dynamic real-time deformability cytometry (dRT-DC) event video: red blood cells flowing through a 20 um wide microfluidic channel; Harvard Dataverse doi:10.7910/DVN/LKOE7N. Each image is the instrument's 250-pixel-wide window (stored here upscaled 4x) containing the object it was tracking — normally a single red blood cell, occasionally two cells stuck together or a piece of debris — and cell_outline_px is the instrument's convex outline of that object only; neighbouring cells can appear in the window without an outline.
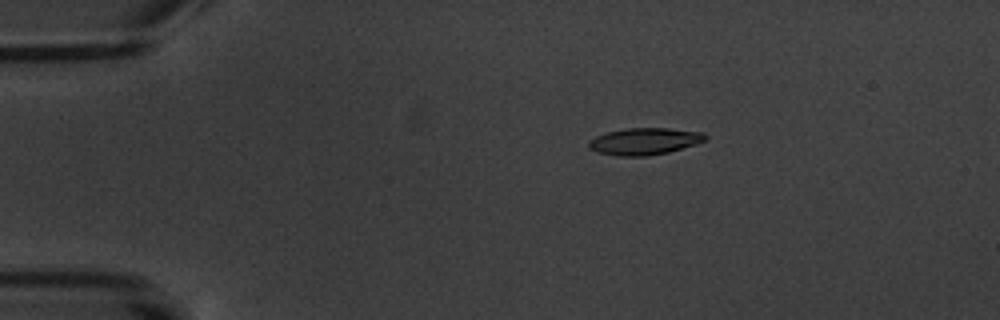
{"species": "common noctule bat (a hibernating species)", "species_latin": "Nyctalus noctula", "temperature_condition": "warm", "stored_images_in_passage": 3, "camera_frame_rate_fps": 3000, "um_per_image_px": 0.085, "animal": {"sex": "male", "body_mass_g": 20.1, "forearm_length_mm": 53.5}, "frame": {"image": 1, "passage_image": 1, "time_ms": 0.0, "image_size_px": [1000, 320], "cell_outline_px": [[708, 136], [704, 140], [696, 144], [668, 152], [644, 156], [620, 156], [596, 152], [588, 148], [588, 140], [596, 136], [608, 132], [628, 128], [668, 128], [704, 132]], "centroid_in_image_um": [54.77, 12.01], "position_along_channel_um": 30.2, "area_um2": 18.21}}